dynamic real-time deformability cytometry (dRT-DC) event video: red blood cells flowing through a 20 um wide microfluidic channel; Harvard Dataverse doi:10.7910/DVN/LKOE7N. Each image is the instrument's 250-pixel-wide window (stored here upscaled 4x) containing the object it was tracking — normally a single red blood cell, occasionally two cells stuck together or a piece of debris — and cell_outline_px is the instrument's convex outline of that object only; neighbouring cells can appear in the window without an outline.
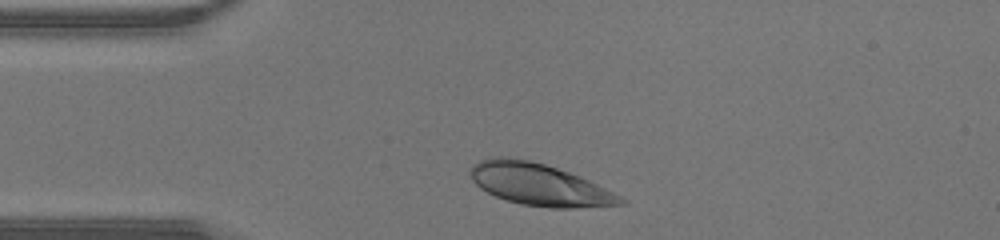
{"species": "human", "species_latin": "Homo sapiens", "temperature_condition": "warm", "stored_images_in_passage": 26, "camera_frame_rate_fps": 3000, "um_per_image_px": 0.085, "donor": {"sex": "male"}, "frame": {"image": 1, "passage_image": 1, "time_ms": 0.0, "image_size_px": [1000, 240], "cell_outline_px": [[628, 204], [572, 208], [548, 208], [520, 204], [496, 196], [480, 188], [472, 180], [468, 172], [472, 164], [488, 156], [504, 156], [528, 160], [544, 164], [580, 176], [628, 200]], "centroid_in_image_um": [45.8, 15.68], "position_along_channel_um": 39.2, "area_um2": 36.76}}
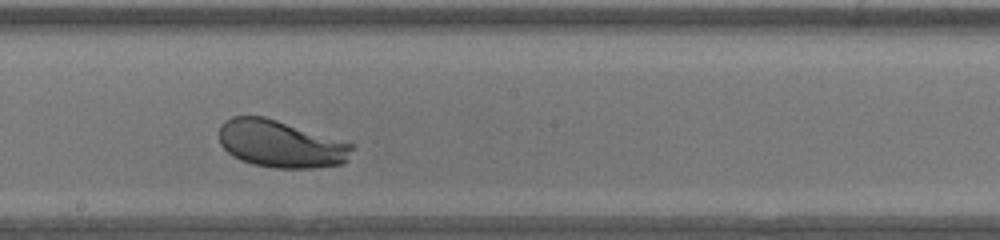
{"frame": {"image": 2, "passage_image": 15, "time_ms": 4.667, "image_size_px": [1000, 240], "cell_outline_px": [[356, 144], [348, 160], [344, 164], [312, 168], [276, 168], [252, 164], [240, 160], [232, 156], [220, 144], [220, 124], [224, 120], [232, 116], [264, 116]], "centroid_in_image_um": [23.88, 12.24], "position_along_channel_um": 224.3, "area_um2": 36.93}}
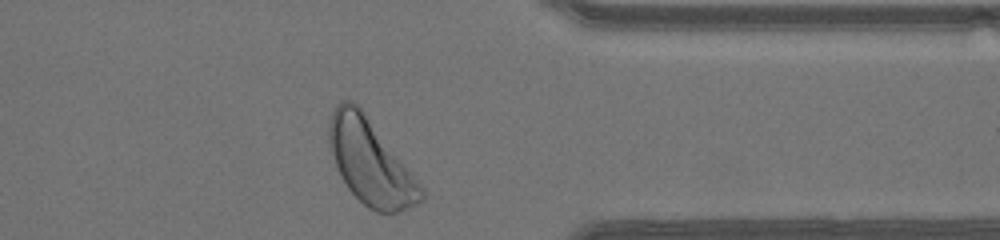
{"frame": {"image": 3, "passage_image": 26, "time_ms": 8.333, "image_size_px": [1000, 240], "cell_outline_px": [[424, 200], [400, 212], [376, 212], [368, 208], [348, 188], [340, 176], [336, 168], [328, 148], [328, 124], [332, 112], [336, 104], [340, 100], [352, 100], [364, 112], [424, 188]], "centroid_in_image_um": [31.45, 13.77], "position_along_channel_um": 379.9, "area_um2": 45.49}}